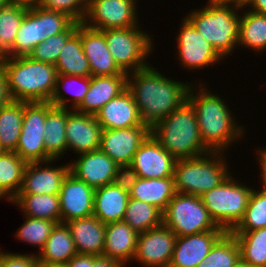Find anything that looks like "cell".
<instances>
[{
  "label": "cell",
  "mask_w": 266,
  "mask_h": 267,
  "mask_svg": "<svg viewBox=\"0 0 266 267\" xmlns=\"http://www.w3.org/2000/svg\"><path fill=\"white\" fill-rule=\"evenodd\" d=\"M156 69L149 65L127 74V89L137 105L142 122L150 128L187 101V92L192 84L171 80Z\"/></svg>",
  "instance_id": "obj_1"
},
{
  "label": "cell",
  "mask_w": 266,
  "mask_h": 267,
  "mask_svg": "<svg viewBox=\"0 0 266 267\" xmlns=\"http://www.w3.org/2000/svg\"><path fill=\"white\" fill-rule=\"evenodd\" d=\"M193 84L187 92V101L196 113L201 140L212 152H226L233 142L245 137L244 125H238L226 101L205 88L207 84L199 82V90Z\"/></svg>",
  "instance_id": "obj_2"
},
{
  "label": "cell",
  "mask_w": 266,
  "mask_h": 267,
  "mask_svg": "<svg viewBox=\"0 0 266 267\" xmlns=\"http://www.w3.org/2000/svg\"><path fill=\"white\" fill-rule=\"evenodd\" d=\"M1 65L12 100L49 102L58 76L55 65L35 61L29 56L5 57Z\"/></svg>",
  "instance_id": "obj_3"
},
{
  "label": "cell",
  "mask_w": 266,
  "mask_h": 267,
  "mask_svg": "<svg viewBox=\"0 0 266 267\" xmlns=\"http://www.w3.org/2000/svg\"><path fill=\"white\" fill-rule=\"evenodd\" d=\"M150 134L176 159L211 152L201 140L196 113L188 101L156 122L150 128Z\"/></svg>",
  "instance_id": "obj_4"
},
{
  "label": "cell",
  "mask_w": 266,
  "mask_h": 267,
  "mask_svg": "<svg viewBox=\"0 0 266 267\" xmlns=\"http://www.w3.org/2000/svg\"><path fill=\"white\" fill-rule=\"evenodd\" d=\"M240 11L241 6L237 4L208 2L199 10L190 11L185 18L224 59L238 48Z\"/></svg>",
  "instance_id": "obj_5"
},
{
  "label": "cell",
  "mask_w": 266,
  "mask_h": 267,
  "mask_svg": "<svg viewBox=\"0 0 266 267\" xmlns=\"http://www.w3.org/2000/svg\"><path fill=\"white\" fill-rule=\"evenodd\" d=\"M224 152H208L199 157L177 159L174 168L176 192L202 196L219 186L232 172Z\"/></svg>",
  "instance_id": "obj_6"
},
{
  "label": "cell",
  "mask_w": 266,
  "mask_h": 267,
  "mask_svg": "<svg viewBox=\"0 0 266 267\" xmlns=\"http://www.w3.org/2000/svg\"><path fill=\"white\" fill-rule=\"evenodd\" d=\"M230 174L219 186L200 196L214 222L231 232L241 221L253 188Z\"/></svg>",
  "instance_id": "obj_7"
},
{
  "label": "cell",
  "mask_w": 266,
  "mask_h": 267,
  "mask_svg": "<svg viewBox=\"0 0 266 267\" xmlns=\"http://www.w3.org/2000/svg\"><path fill=\"white\" fill-rule=\"evenodd\" d=\"M139 27L102 30L115 63L127 74L150 65L146 59L153 52V35Z\"/></svg>",
  "instance_id": "obj_8"
},
{
  "label": "cell",
  "mask_w": 266,
  "mask_h": 267,
  "mask_svg": "<svg viewBox=\"0 0 266 267\" xmlns=\"http://www.w3.org/2000/svg\"><path fill=\"white\" fill-rule=\"evenodd\" d=\"M163 224L177 237L223 230L211 218L199 196L179 192L163 212Z\"/></svg>",
  "instance_id": "obj_9"
},
{
  "label": "cell",
  "mask_w": 266,
  "mask_h": 267,
  "mask_svg": "<svg viewBox=\"0 0 266 267\" xmlns=\"http://www.w3.org/2000/svg\"><path fill=\"white\" fill-rule=\"evenodd\" d=\"M52 107L50 102H24L21 134L14 152L27 163L52 160L44 144V124Z\"/></svg>",
  "instance_id": "obj_10"
},
{
  "label": "cell",
  "mask_w": 266,
  "mask_h": 267,
  "mask_svg": "<svg viewBox=\"0 0 266 267\" xmlns=\"http://www.w3.org/2000/svg\"><path fill=\"white\" fill-rule=\"evenodd\" d=\"M137 0H89L83 23L95 30L124 29L138 23Z\"/></svg>",
  "instance_id": "obj_11"
},
{
  "label": "cell",
  "mask_w": 266,
  "mask_h": 267,
  "mask_svg": "<svg viewBox=\"0 0 266 267\" xmlns=\"http://www.w3.org/2000/svg\"><path fill=\"white\" fill-rule=\"evenodd\" d=\"M177 34V58L180 65L187 69H202L224 59L214 47L184 17ZM179 57V58H178Z\"/></svg>",
  "instance_id": "obj_12"
},
{
  "label": "cell",
  "mask_w": 266,
  "mask_h": 267,
  "mask_svg": "<svg viewBox=\"0 0 266 267\" xmlns=\"http://www.w3.org/2000/svg\"><path fill=\"white\" fill-rule=\"evenodd\" d=\"M177 236L164 224L138 234L135 262L143 267H169Z\"/></svg>",
  "instance_id": "obj_13"
},
{
  "label": "cell",
  "mask_w": 266,
  "mask_h": 267,
  "mask_svg": "<svg viewBox=\"0 0 266 267\" xmlns=\"http://www.w3.org/2000/svg\"><path fill=\"white\" fill-rule=\"evenodd\" d=\"M150 135L147 124L127 129L102 130L99 149L117 165H130L140 145Z\"/></svg>",
  "instance_id": "obj_14"
},
{
  "label": "cell",
  "mask_w": 266,
  "mask_h": 267,
  "mask_svg": "<svg viewBox=\"0 0 266 267\" xmlns=\"http://www.w3.org/2000/svg\"><path fill=\"white\" fill-rule=\"evenodd\" d=\"M177 159L150 134L140 145L130 164L140 178L173 177Z\"/></svg>",
  "instance_id": "obj_15"
},
{
  "label": "cell",
  "mask_w": 266,
  "mask_h": 267,
  "mask_svg": "<svg viewBox=\"0 0 266 267\" xmlns=\"http://www.w3.org/2000/svg\"><path fill=\"white\" fill-rule=\"evenodd\" d=\"M55 161L28 163L18 194L59 195L63 180L70 172V164L53 167Z\"/></svg>",
  "instance_id": "obj_16"
},
{
  "label": "cell",
  "mask_w": 266,
  "mask_h": 267,
  "mask_svg": "<svg viewBox=\"0 0 266 267\" xmlns=\"http://www.w3.org/2000/svg\"><path fill=\"white\" fill-rule=\"evenodd\" d=\"M94 191V188L69 172L63 180L59 193L61 223L92 216Z\"/></svg>",
  "instance_id": "obj_17"
},
{
  "label": "cell",
  "mask_w": 266,
  "mask_h": 267,
  "mask_svg": "<svg viewBox=\"0 0 266 267\" xmlns=\"http://www.w3.org/2000/svg\"><path fill=\"white\" fill-rule=\"evenodd\" d=\"M67 150L80 155L100 147L102 127L95 115L81 113L68 108L66 124Z\"/></svg>",
  "instance_id": "obj_18"
},
{
  "label": "cell",
  "mask_w": 266,
  "mask_h": 267,
  "mask_svg": "<svg viewBox=\"0 0 266 267\" xmlns=\"http://www.w3.org/2000/svg\"><path fill=\"white\" fill-rule=\"evenodd\" d=\"M69 164L70 173L94 189L113 183L118 168L100 149L80 154Z\"/></svg>",
  "instance_id": "obj_19"
},
{
  "label": "cell",
  "mask_w": 266,
  "mask_h": 267,
  "mask_svg": "<svg viewBox=\"0 0 266 267\" xmlns=\"http://www.w3.org/2000/svg\"><path fill=\"white\" fill-rule=\"evenodd\" d=\"M225 233V230H212L177 237L169 267H197Z\"/></svg>",
  "instance_id": "obj_20"
},
{
  "label": "cell",
  "mask_w": 266,
  "mask_h": 267,
  "mask_svg": "<svg viewBox=\"0 0 266 267\" xmlns=\"http://www.w3.org/2000/svg\"><path fill=\"white\" fill-rule=\"evenodd\" d=\"M81 44L90 64L91 76L127 74L115 63L102 31L81 23Z\"/></svg>",
  "instance_id": "obj_21"
},
{
  "label": "cell",
  "mask_w": 266,
  "mask_h": 267,
  "mask_svg": "<svg viewBox=\"0 0 266 267\" xmlns=\"http://www.w3.org/2000/svg\"><path fill=\"white\" fill-rule=\"evenodd\" d=\"M95 117L103 130L127 129L143 124L137 105L127 88L107 102Z\"/></svg>",
  "instance_id": "obj_22"
},
{
  "label": "cell",
  "mask_w": 266,
  "mask_h": 267,
  "mask_svg": "<svg viewBox=\"0 0 266 267\" xmlns=\"http://www.w3.org/2000/svg\"><path fill=\"white\" fill-rule=\"evenodd\" d=\"M127 88V74L90 76V86L78 112L95 115L107 102Z\"/></svg>",
  "instance_id": "obj_23"
},
{
  "label": "cell",
  "mask_w": 266,
  "mask_h": 267,
  "mask_svg": "<svg viewBox=\"0 0 266 267\" xmlns=\"http://www.w3.org/2000/svg\"><path fill=\"white\" fill-rule=\"evenodd\" d=\"M78 254L102 256L105 245V224L94 215L66 222Z\"/></svg>",
  "instance_id": "obj_24"
},
{
  "label": "cell",
  "mask_w": 266,
  "mask_h": 267,
  "mask_svg": "<svg viewBox=\"0 0 266 267\" xmlns=\"http://www.w3.org/2000/svg\"><path fill=\"white\" fill-rule=\"evenodd\" d=\"M138 233L126 222L105 224V245L102 256L119 261L123 266L134 260Z\"/></svg>",
  "instance_id": "obj_25"
},
{
  "label": "cell",
  "mask_w": 266,
  "mask_h": 267,
  "mask_svg": "<svg viewBox=\"0 0 266 267\" xmlns=\"http://www.w3.org/2000/svg\"><path fill=\"white\" fill-rule=\"evenodd\" d=\"M129 199V192L114 183L96 188L93 215L104 224L123 221Z\"/></svg>",
  "instance_id": "obj_26"
},
{
  "label": "cell",
  "mask_w": 266,
  "mask_h": 267,
  "mask_svg": "<svg viewBox=\"0 0 266 267\" xmlns=\"http://www.w3.org/2000/svg\"><path fill=\"white\" fill-rule=\"evenodd\" d=\"M36 254L41 266L66 265L72 257L78 254L67 224H56L44 248Z\"/></svg>",
  "instance_id": "obj_27"
},
{
  "label": "cell",
  "mask_w": 266,
  "mask_h": 267,
  "mask_svg": "<svg viewBox=\"0 0 266 267\" xmlns=\"http://www.w3.org/2000/svg\"><path fill=\"white\" fill-rule=\"evenodd\" d=\"M174 177L143 179L139 178L132 190L130 198L152 204L164 212L170 200L175 196Z\"/></svg>",
  "instance_id": "obj_28"
},
{
  "label": "cell",
  "mask_w": 266,
  "mask_h": 267,
  "mask_svg": "<svg viewBox=\"0 0 266 267\" xmlns=\"http://www.w3.org/2000/svg\"><path fill=\"white\" fill-rule=\"evenodd\" d=\"M68 109L53 106L46 115L44 144L52 159H59L67 153L66 124Z\"/></svg>",
  "instance_id": "obj_29"
},
{
  "label": "cell",
  "mask_w": 266,
  "mask_h": 267,
  "mask_svg": "<svg viewBox=\"0 0 266 267\" xmlns=\"http://www.w3.org/2000/svg\"><path fill=\"white\" fill-rule=\"evenodd\" d=\"M58 74L72 76H91V68L81 44V23L78 22L77 32L61 49L55 64Z\"/></svg>",
  "instance_id": "obj_30"
},
{
  "label": "cell",
  "mask_w": 266,
  "mask_h": 267,
  "mask_svg": "<svg viewBox=\"0 0 266 267\" xmlns=\"http://www.w3.org/2000/svg\"><path fill=\"white\" fill-rule=\"evenodd\" d=\"M27 217L51 220L61 223L59 195L17 194L12 200Z\"/></svg>",
  "instance_id": "obj_31"
},
{
  "label": "cell",
  "mask_w": 266,
  "mask_h": 267,
  "mask_svg": "<svg viewBox=\"0 0 266 267\" xmlns=\"http://www.w3.org/2000/svg\"><path fill=\"white\" fill-rule=\"evenodd\" d=\"M246 7H241L239 23L238 46H244L255 52L266 50V14L246 11ZM240 44V45H239ZM257 50V51H256Z\"/></svg>",
  "instance_id": "obj_32"
},
{
  "label": "cell",
  "mask_w": 266,
  "mask_h": 267,
  "mask_svg": "<svg viewBox=\"0 0 266 267\" xmlns=\"http://www.w3.org/2000/svg\"><path fill=\"white\" fill-rule=\"evenodd\" d=\"M24 102L12 100L0 109V147L15 151L21 134Z\"/></svg>",
  "instance_id": "obj_33"
},
{
  "label": "cell",
  "mask_w": 266,
  "mask_h": 267,
  "mask_svg": "<svg viewBox=\"0 0 266 267\" xmlns=\"http://www.w3.org/2000/svg\"><path fill=\"white\" fill-rule=\"evenodd\" d=\"M77 81H79L80 84ZM89 86L90 77L58 74L55 89L49 102L56 107L75 110L84 100V97L88 92ZM62 89L68 92L69 94H72H70L72 97V101L69 98L67 99V95H65L66 92L64 93ZM68 100L71 101V103H67L69 102ZM68 104H72L71 108L68 107Z\"/></svg>",
  "instance_id": "obj_34"
},
{
  "label": "cell",
  "mask_w": 266,
  "mask_h": 267,
  "mask_svg": "<svg viewBox=\"0 0 266 267\" xmlns=\"http://www.w3.org/2000/svg\"><path fill=\"white\" fill-rule=\"evenodd\" d=\"M240 247V257L254 267H266V228L231 231Z\"/></svg>",
  "instance_id": "obj_35"
},
{
  "label": "cell",
  "mask_w": 266,
  "mask_h": 267,
  "mask_svg": "<svg viewBox=\"0 0 266 267\" xmlns=\"http://www.w3.org/2000/svg\"><path fill=\"white\" fill-rule=\"evenodd\" d=\"M27 14L36 24L38 43H43L49 37L64 32L74 22L65 13L44 9L40 6L28 8Z\"/></svg>",
  "instance_id": "obj_36"
},
{
  "label": "cell",
  "mask_w": 266,
  "mask_h": 267,
  "mask_svg": "<svg viewBox=\"0 0 266 267\" xmlns=\"http://www.w3.org/2000/svg\"><path fill=\"white\" fill-rule=\"evenodd\" d=\"M138 234L163 224V212L156 206L130 198L123 219Z\"/></svg>",
  "instance_id": "obj_37"
},
{
  "label": "cell",
  "mask_w": 266,
  "mask_h": 267,
  "mask_svg": "<svg viewBox=\"0 0 266 267\" xmlns=\"http://www.w3.org/2000/svg\"><path fill=\"white\" fill-rule=\"evenodd\" d=\"M27 164L14 151L0 154V188L11 200L20 191Z\"/></svg>",
  "instance_id": "obj_38"
},
{
  "label": "cell",
  "mask_w": 266,
  "mask_h": 267,
  "mask_svg": "<svg viewBox=\"0 0 266 267\" xmlns=\"http://www.w3.org/2000/svg\"><path fill=\"white\" fill-rule=\"evenodd\" d=\"M240 260L239 244L231 232H226L197 267H235Z\"/></svg>",
  "instance_id": "obj_39"
},
{
  "label": "cell",
  "mask_w": 266,
  "mask_h": 267,
  "mask_svg": "<svg viewBox=\"0 0 266 267\" xmlns=\"http://www.w3.org/2000/svg\"><path fill=\"white\" fill-rule=\"evenodd\" d=\"M28 8L8 3L0 9V51L5 55L12 47Z\"/></svg>",
  "instance_id": "obj_40"
},
{
  "label": "cell",
  "mask_w": 266,
  "mask_h": 267,
  "mask_svg": "<svg viewBox=\"0 0 266 267\" xmlns=\"http://www.w3.org/2000/svg\"><path fill=\"white\" fill-rule=\"evenodd\" d=\"M260 228H266V190L253 188L244 216L232 231H253Z\"/></svg>",
  "instance_id": "obj_41"
},
{
  "label": "cell",
  "mask_w": 266,
  "mask_h": 267,
  "mask_svg": "<svg viewBox=\"0 0 266 267\" xmlns=\"http://www.w3.org/2000/svg\"><path fill=\"white\" fill-rule=\"evenodd\" d=\"M77 30L78 22L74 21L64 32L49 37L43 43H39L28 56L35 61L55 65L61 49Z\"/></svg>",
  "instance_id": "obj_42"
},
{
  "label": "cell",
  "mask_w": 266,
  "mask_h": 267,
  "mask_svg": "<svg viewBox=\"0 0 266 267\" xmlns=\"http://www.w3.org/2000/svg\"><path fill=\"white\" fill-rule=\"evenodd\" d=\"M25 217L26 220L16 231L15 236L21 242L39 247L38 249L41 251L57 223L51 220Z\"/></svg>",
  "instance_id": "obj_43"
},
{
  "label": "cell",
  "mask_w": 266,
  "mask_h": 267,
  "mask_svg": "<svg viewBox=\"0 0 266 267\" xmlns=\"http://www.w3.org/2000/svg\"><path fill=\"white\" fill-rule=\"evenodd\" d=\"M38 44L36 24L26 13L20 24L13 47L5 54V57L28 56Z\"/></svg>",
  "instance_id": "obj_44"
},
{
  "label": "cell",
  "mask_w": 266,
  "mask_h": 267,
  "mask_svg": "<svg viewBox=\"0 0 266 267\" xmlns=\"http://www.w3.org/2000/svg\"><path fill=\"white\" fill-rule=\"evenodd\" d=\"M89 0H42L40 7L67 14L75 22L83 23Z\"/></svg>",
  "instance_id": "obj_45"
},
{
  "label": "cell",
  "mask_w": 266,
  "mask_h": 267,
  "mask_svg": "<svg viewBox=\"0 0 266 267\" xmlns=\"http://www.w3.org/2000/svg\"><path fill=\"white\" fill-rule=\"evenodd\" d=\"M1 267H41L37 254H19L1 251Z\"/></svg>",
  "instance_id": "obj_46"
},
{
  "label": "cell",
  "mask_w": 266,
  "mask_h": 267,
  "mask_svg": "<svg viewBox=\"0 0 266 267\" xmlns=\"http://www.w3.org/2000/svg\"><path fill=\"white\" fill-rule=\"evenodd\" d=\"M139 178V174L131 165H118L113 183L122 190L130 192Z\"/></svg>",
  "instance_id": "obj_47"
},
{
  "label": "cell",
  "mask_w": 266,
  "mask_h": 267,
  "mask_svg": "<svg viewBox=\"0 0 266 267\" xmlns=\"http://www.w3.org/2000/svg\"><path fill=\"white\" fill-rule=\"evenodd\" d=\"M12 101L5 69L0 65V109Z\"/></svg>",
  "instance_id": "obj_48"
},
{
  "label": "cell",
  "mask_w": 266,
  "mask_h": 267,
  "mask_svg": "<svg viewBox=\"0 0 266 267\" xmlns=\"http://www.w3.org/2000/svg\"><path fill=\"white\" fill-rule=\"evenodd\" d=\"M93 262V255L76 254L68 261L66 267H92Z\"/></svg>",
  "instance_id": "obj_49"
},
{
  "label": "cell",
  "mask_w": 266,
  "mask_h": 267,
  "mask_svg": "<svg viewBox=\"0 0 266 267\" xmlns=\"http://www.w3.org/2000/svg\"><path fill=\"white\" fill-rule=\"evenodd\" d=\"M257 155H258V162H259V165H260V180L262 181L261 182V185H263L261 188H263L264 190H266V149L263 148V149H257ZM263 183V184H262Z\"/></svg>",
  "instance_id": "obj_50"
},
{
  "label": "cell",
  "mask_w": 266,
  "mask_h": 267,
  "mask_svg": "<svg viewBox=\"0 0 266 267\" xmlns=\"http://www.w3.org/2000/svg\"><path fill=\"white\" fill-rule=\"evenodd\" d=\"M92 267H125L119 261L104 256H94Z\"/></svg>",
  "instance_id": "obj_51"
},
{
  "label": "cell",
  "mask_w": 266,
  "mask_h": 267,
  "mask_svg": "<svg viewBox=\"0 0 266 267\" xmlns=\"http://www.w3.org/2000/svg\"><path fill=\"white\" fill-rule=\"evenodd\" d=\"M249 6L248 10L266 14V0H250L245 7ZM251 8V9H250Z\"/></svg>",
  "instance_id": "obj_52"
},
{
  "label": "cell",
  "mask_w": 266,
  "mask_h": 267,
  "mask_svg": "<svg viewBox=\"0 0 266 267\" xmlns=\"http://www.w3.org/2000/svg\"><path fill=\"white\" fill-rule=\"evenodd\" d=\"M9 3H14L26 8H33L40 6L42 0H8Z\"/></svg>",
  "instance_id": "obj_53"
},
{
  "label": "cell",
  "mask_w": 266,
  "mask_h": 267,
  "mask_svg": "<svg viewBox=\"0 0 266 267\" xmlns=\"http://www.w3.org/2000/svg\"><path fill=\"white\" fill-rule=\"evenodd\" d=\"M210 3L237 4L243 7V0H209Z\"/></svg>",
  "instance_id": "obj_54"
},
{
  "label": "cell",
  "mask_w": 266,
  "mask_h": 267,
  "mask_svg": "<svg viewBox=\"0 0 266 267\" xmlns=\"http://www.w3.org/2000/svg\"><path fill=\"white\" fill-rule=\"evenodd\" d=\"M235 267H254L253 265L251 264H248V263H245L243 262L242 260H240Z\"/></svg>",
  "instance_id": "obj_55"
},
{
  "label": "cell",
  "mask_w": 266,
  "mask_h": 267,
  "mask_svg": "<svg viewBox=\"0 0 266 267\" xmlns=\"http://www.w3.org/2000/svg\"><path fill=\"white\" fill-rule=\"evenodd\" d=\"M6 197H7V201L9 202V201H11L12 202V200L1 190V188H0V199H6Z\"/></svg>",
  "instance_id": "obj_56"
},
{
  "label": "cell",
  "mask_w": 266,
  "mask_h": 267,
  "mask_svg": "<svg viewBox=\"0 0 266 267\" xmlns=\"http://www.w3.org/2000/svg\"><path fill=\"white\" fill-rule=\"evenodd\" d=\"M9 3L8 0H0V9L5 7Z\"/></svg>",
  "instance_id": "obj_57"
},
{
  "label": "cell",
  "mask_w": 266,
  "mask_h": 267,
  "mask_svg": "<svg viewBox=\"0 0 266 267\" xmlns=\"http://www.w3.org/2000/svg\"><path fill=\"white\" fill-rule=\"evenodd\" d=\"M5 59V55L0 51V65L1 62Z\"/></svg>",
  "instance_id": "obj_58"
},
{
  "label": "cell",
  "mask_w": 266,
  "mask_h": 267,
  "mask_svg": "<svg viewBox=\"0 0 266 267\" xmlns=\"http://www.w3.org/2000/svg\"><path fill=\"white\" fill-rule=\"evenodd\" d=\"M41 267H66V265H49V266H41Z\"/></svg>",
  "instance_id": "obj_59"
},
{
  "label": "cell",
  "mask_w": 266,
  "mask_h": 267,
  "mask_svg": "<svg viewBox=\"0 0 266 267\" xmlns=\"http://www.w3.org/2000/svg\"><path fill=\"white\" fill-rule=\"evenodd\" d=\"M250 0H243V7L249 2Z\"/></svg>",
  "instance_id": "obj_60"
},
{
  "label": "cell",
  "mask_w": 266,
  "mask_h": 267,
  "mask_svg": "<svg viewBox=\"0 0 266 267\" xmlns=\"http://www.w3.org/2000/svg\"><path fill=\"white\" fill-rule=\"evenodd\" d=\"M4 150L0 147V154L3 152Z\"/></svg>",
  "instance_id": "obj_61"
},
{
  "label": "cell",
  "mask_w": 266,
  "mask_h": 267,
  "mask_svg": "<svg viewBox=\"0 0 266 267\" xmlns=\"http://www.w3.org/2000/svg\"><path fill=\"white\" fill-rule=\"evenodd\" d=\"M0 267H1V251H0Z\"/></svg>",
  "instance_id": "obj_62"
}]
</instances>
